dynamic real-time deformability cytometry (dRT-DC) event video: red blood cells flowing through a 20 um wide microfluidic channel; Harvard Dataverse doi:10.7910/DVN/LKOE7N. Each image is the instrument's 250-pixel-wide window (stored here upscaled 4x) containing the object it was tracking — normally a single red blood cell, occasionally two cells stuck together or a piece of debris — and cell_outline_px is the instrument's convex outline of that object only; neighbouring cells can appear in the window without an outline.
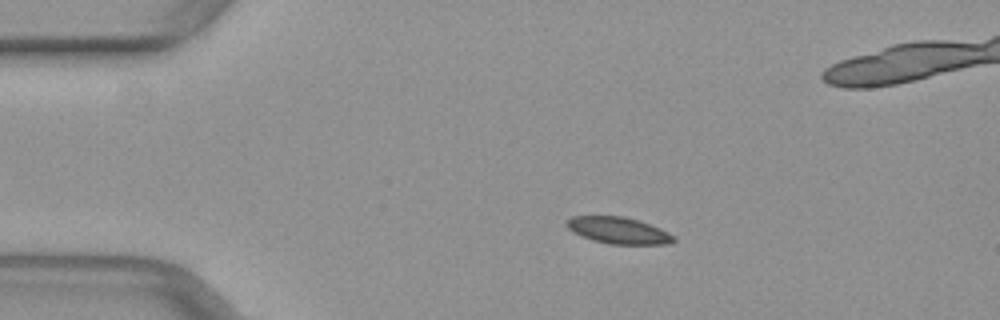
{"species": "common noctule bat (a hibernating species)", "species_latin": "Nyctalus noctula", "temperature_condition": "warm", "stored_images_in_passage": 43, "camera_frame_rate_fps": 3000, "um_per_image_px": 0.085, "animal": {"sex": "female", "body_mass_g": 29.2, "forearm_length_mm": 56.3}, "frame": {"image": 1, "passage_image": 2, "time_ms": 0.333, "image_size_px": [1000, 320], "cell_outline_px": [[676, 240], [668, 244], [608, 244], [592, 240], [580, 236], [572, 232], [564, 224], [572, 216], [624, 216], [660, 228], [676, 236]], "centroid_in_image_um": [52.55, 19.59], "position_along_channel_um": 32.5, "area_um2": 16.65}}
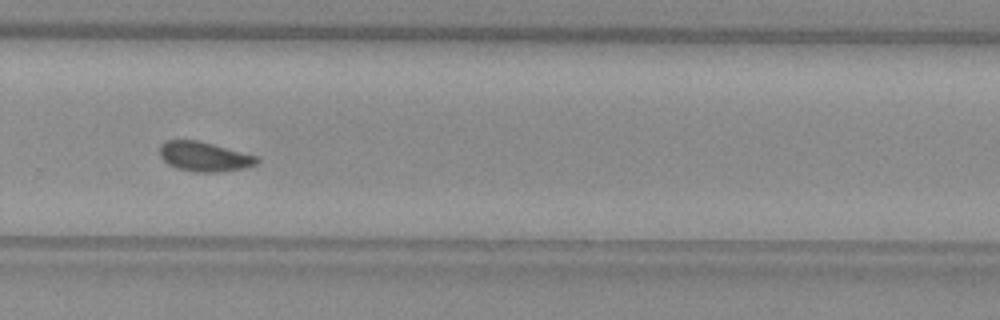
{"frame": {"image": 2, "passage_image": 26, "time_ms": 8.333, "image_size_px": [1000, 320], "cell_outline_px": [[260, 160], [256, 164], [244, 168], [220, 172], [192, 172], [176, 168], [168, 164], [160, 156], [160, 144], [168, 140], [196, 140], [212, 144], [256, 156]], "centroid_in_image_um": [17.33, 13.32], "position_along_channel_um": 312.5, "area_um2": 16.65}}
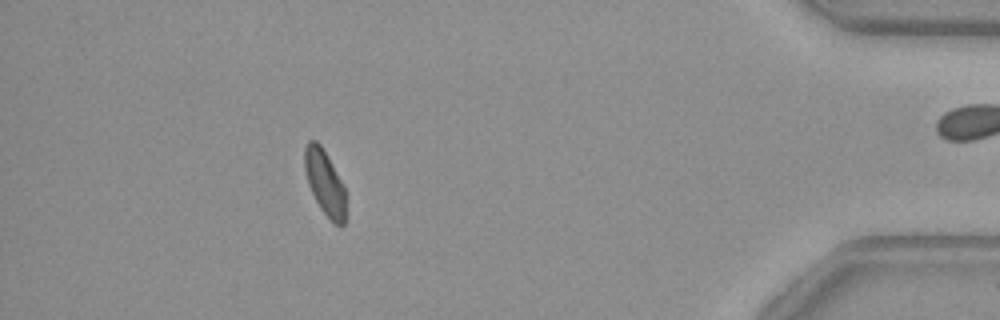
{"frame": {"image": 3, "passage_image": 37, "time_ms": 12.0, "image_size_px": [1000, 320], "cell_outline_px": [[348, 216], [344, 224], [340, 228], [320, 208], [308, 184], [304, 168], [304, 148], [308, 140], [316, 140], [320, 144], [340, 180], [344, 188]], "centroid_in_image_um": [27.62, 15.57], "position_along_channel_um": 407.6, "area_um2": 15.55}}